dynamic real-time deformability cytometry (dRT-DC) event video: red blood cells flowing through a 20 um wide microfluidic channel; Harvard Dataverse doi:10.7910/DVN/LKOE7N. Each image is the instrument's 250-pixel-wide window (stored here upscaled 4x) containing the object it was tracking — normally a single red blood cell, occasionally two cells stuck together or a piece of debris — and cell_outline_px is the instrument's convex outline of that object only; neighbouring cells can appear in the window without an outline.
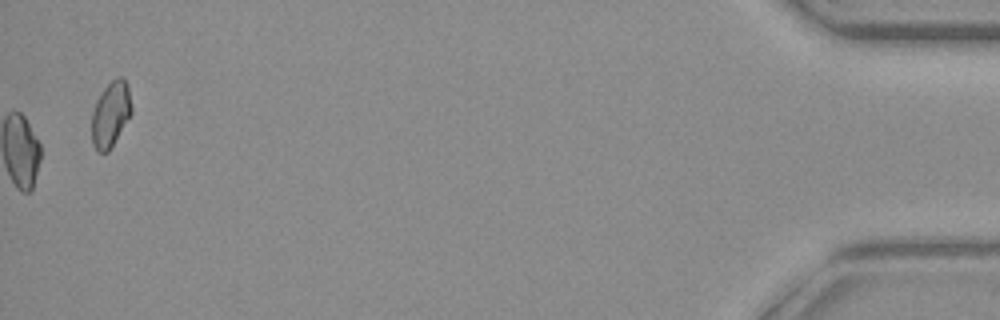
{"species": "common noctule bat (a hibernating species)", "species_latin": "Nyctalus noctula", "temperature_condition": "warm", "stored_images_in_passage": 51, "camera_frame_rate_fps": 3000, "um_per_image_px": 0.085, "animal": {"sex": "female", "body_mass_g": 19.3, "forearm_length_mm": 54.1}, "frame": {"image": 1, "passage_image": 51, "time_ms": 16.667, "image_size_px": [1000, 320], "cell_outline_px": [[132, 112], [108, 152], [100, 152], [92, 144], [92, 112], [96, 100], [104, 88], [116, 76], [120, 76], [128, 84], [132, 108]], "centroid_in_image_um": [9.4, 9.67], "position_along_channel_um": 425.8, "area_um2": 15.03}, "authors_computed_cell_mechanics": {"area_um2": 17.5134, "velocity_mm_per_s": 4.1609, "shape_relaxation_time_tau1_ms": null, "shape_relaxation_time_tau2_ms": 1.5486, "deformation_change_tau1": null, "deformation_change_tau2": 0.0586}}